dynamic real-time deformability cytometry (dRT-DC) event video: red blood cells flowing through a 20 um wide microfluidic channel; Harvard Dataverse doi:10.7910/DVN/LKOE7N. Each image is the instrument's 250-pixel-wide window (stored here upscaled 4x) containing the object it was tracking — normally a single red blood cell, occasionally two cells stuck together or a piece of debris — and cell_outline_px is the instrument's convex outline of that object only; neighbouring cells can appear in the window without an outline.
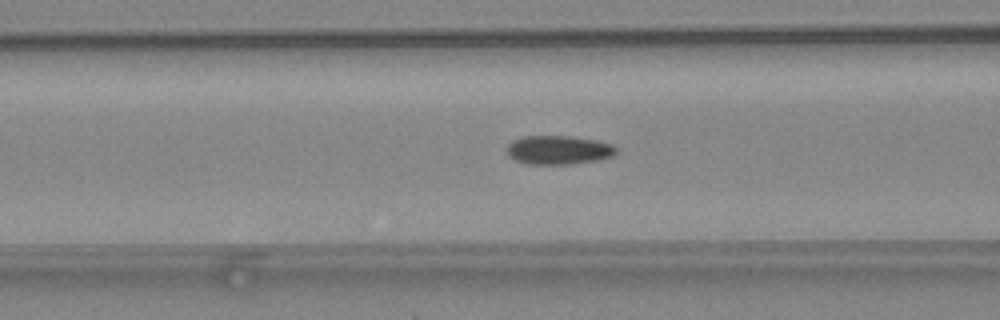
{"species": "common noctule bat (a hibernating species)", "species_latin": "Nyctalus noctula", "temperature_condition": "warm", "stored_images_in_passage": 35, "camera_frame_rate_fps": 3000, "um_per_image_px": 0.085, "animal": {"sex": "female", "body_mass_g": 24.6, "forearm_length_mm": 56.2}, "frame": {"image": 1, "passage_image": 7, "time_ms": 2.0, "image_size_px": [1000, 320], "cell_outline_px": [[616, 152], [612, 156], [596, 160], [572, 164], [528, 164], [516, 160], [508, 156], [508, 144], [512, 140], [524, 136], [568, 136], [596, 140], [612, 144], [616, 148]], "centroid_in_image_um": [47.46, 12.74], "position_along_channel_um": 119.1, "area_um2": 18.26}}
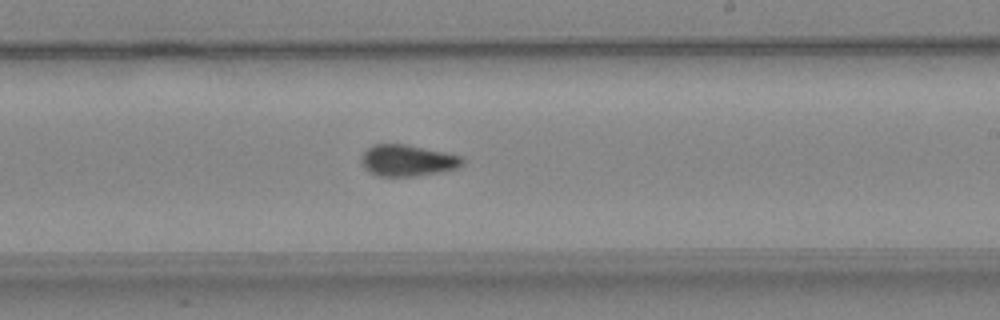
{"frame": {"image": 2, "passage_image": 17, "time_ms": 5.333, "image_size_px": [1000, 320], "cell_outline_px": [[464, 164], [456, 168], [440, 172], [416, 176], [376, 176], [368, 172], [364, 168], [360, 160], [360, 156], [372, 144], [408, 144], [444, 152], [460, 156], [464, 160]], "centroid_in_image_um": [34.6, 13.64], "position_along_channel_um": 254.4, "area_um2": 18.67}}
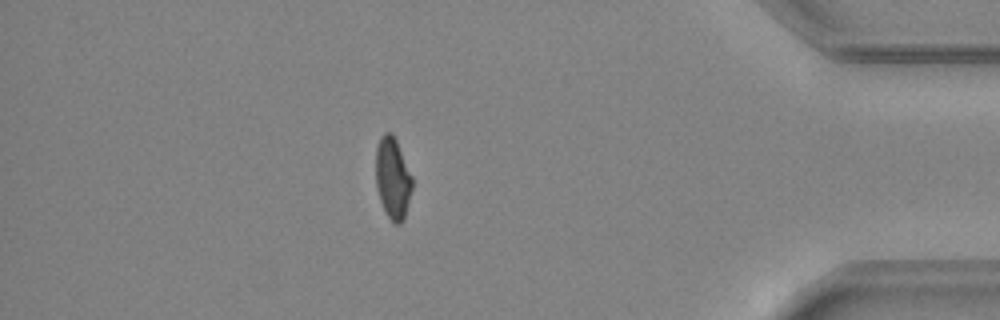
{"frame": {"image": 3, "passage_image": 31, "time_ms": 10.0, "image_size_px": [1000, 320], "cell_outline_px": [[412, 188], [404, 220], [400, 224], [392, 224], [380, 200], [376, 188], [376, 148], [380, 136], [384, 132], [392, 132], [396, 140], [412, 176]], "centroid_in_image_um": [33.37, 15.15], "position_along_channel_um": 401.8, "area_um2": 17.34}}